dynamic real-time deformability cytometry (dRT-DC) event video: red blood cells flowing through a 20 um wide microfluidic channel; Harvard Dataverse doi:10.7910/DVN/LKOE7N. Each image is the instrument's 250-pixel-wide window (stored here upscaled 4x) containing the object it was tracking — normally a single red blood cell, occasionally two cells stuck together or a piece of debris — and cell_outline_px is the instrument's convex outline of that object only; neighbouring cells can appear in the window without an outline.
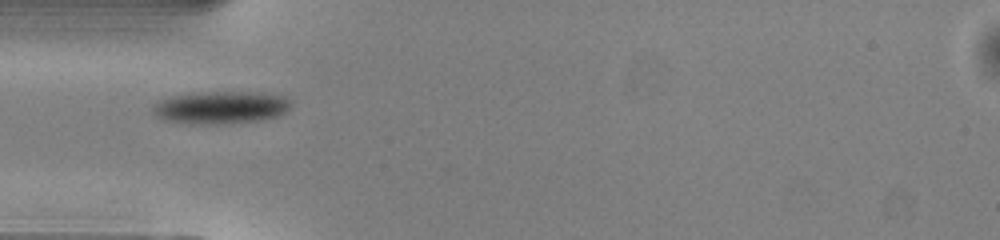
{"species": "common noctule bat (a hibernating species)", "species_latin": "Nyctalus noctula", "temperature_condition": "warm", "stored_images_in_passage": 27, "camera_frame_rate_fps": 3000, "um_per_image_px": 0.085, "animal": {"sex": "male", "body_mass_g": 13.0, "forearm_length_mm": 53.1}, "frame": {"image": 1, "passage_image": 1, "time_ms": 0.0, "image_size_px": [1000, 240], "cell_outline_px": [[292, 104], [280, 116], [256, 120], [220, 124], [192, 124], [164, 120], [156, 116], [152, 112], [152, 104], [160, 100], [172, 96], [208, 92], [260, 92], [284, 96], [292, 100]], "centroid_in_image_um": [18.76, 9.13], "position_along_channel_um": 66.2, "area_um2": 26.24}}
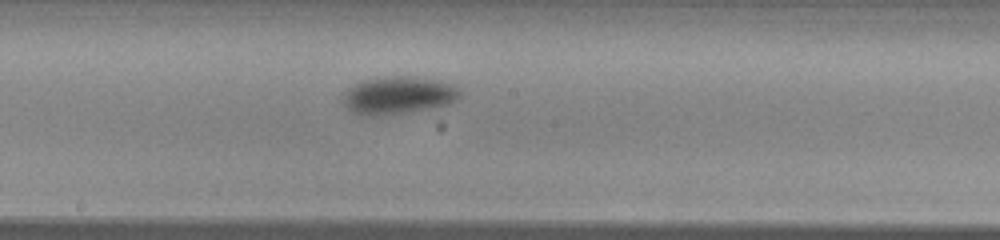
{"frame": {"image": 2, "passage_image": 12, "time_ms": 3.667, "image_size_px": [1000, 240], "cell_outline_px": [[460, 96], [456, 100], [448, 104], [432, 108], [408, 112], [376, 116], [364, 116], [352, 112], [344, 104], [344, 92], [348, 88], [364, 80], [392, 76], [416, 76], [436, 80], [452, 84], [460, 88]], "centroid_in_image_um": [33.87, 8.1], "position_along_channel_um": 214.3, "area_um2": 25.61}}
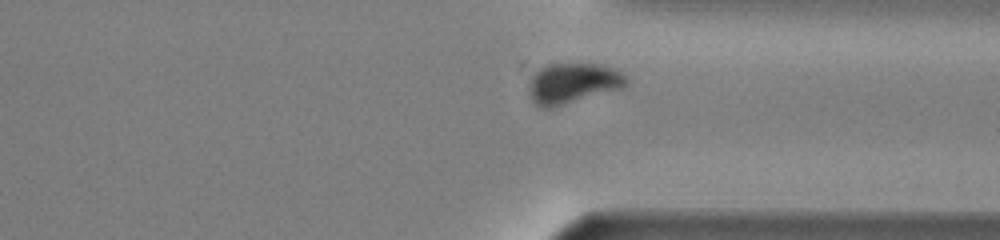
{"frame": {"image": 3, "passage_image": 23, "time_ms": 7.333, "image_size_px": [1000, 240], "cell_outline_px": [[628, 80], [620, 88], [552, 108], [544, 108], [536, 104], [532, 100], [528, 92], [528, 88], [532, 76], [540, 68], [548, 64], [596, 64], [612, 68], [620, 72]], "centroid_in_image_um": [48.63, 7.08], "position_along_channel_um": 362.8, "area_um2": 22.48}, "authors_computed_cell_mechanics": {"area_um2": 25.0852, "velocity_mm_per_s": 4.0467, "shape_relaxation_time_tau1_ms": 2.0982, "shape_relaxation_time_tau2_ms": null, "deformation_change_tau1": 0.101, "deformation_change_tau2": null}}